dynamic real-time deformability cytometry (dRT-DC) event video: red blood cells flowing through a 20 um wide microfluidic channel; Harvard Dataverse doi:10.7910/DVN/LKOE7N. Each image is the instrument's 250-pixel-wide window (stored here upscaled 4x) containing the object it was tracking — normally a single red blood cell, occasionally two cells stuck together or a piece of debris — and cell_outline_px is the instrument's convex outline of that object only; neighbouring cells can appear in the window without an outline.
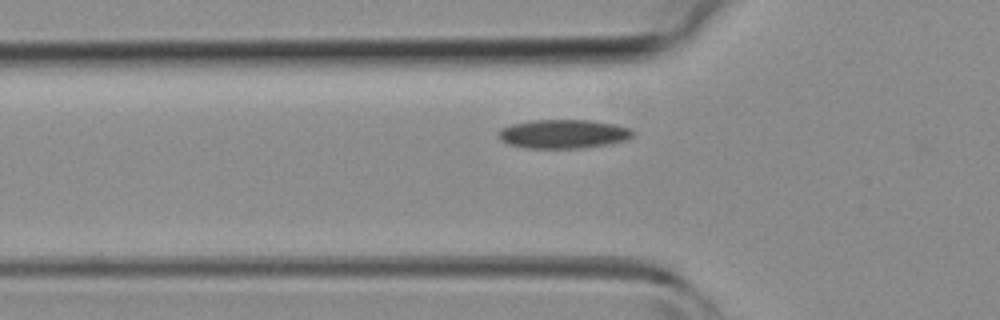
{"species": "common noctule bat (a hibernating species)", "species_latin": "Nyctalus noctula", "temperature_condition": "room temperature", "stored_images_in_passage": 35, "camera_frame_rate_fps": 3000, "um_per_image_px": 0.085, "animal": {"sex": "female", "body_mass_g": 19.3, "forearm_length_mm": 54.1}, "frame": {"image": 1, "passage_image": 3, "time_ms": 0.667, "image_size_px": [1000, 320], "cell_outline_px": [[636, 136], [628, 140], [612, 144], [584, 148], [532, 148], [508, 144], [500, 140], [500, 128], [512, 124], [532, 120], [592, 120], [612, 124], [628, 128], [636, 132]], "centroid_in_image_um": [47.96, 11.39], "position_along_channel_um": 77.8, "area_um2": 22.77}}
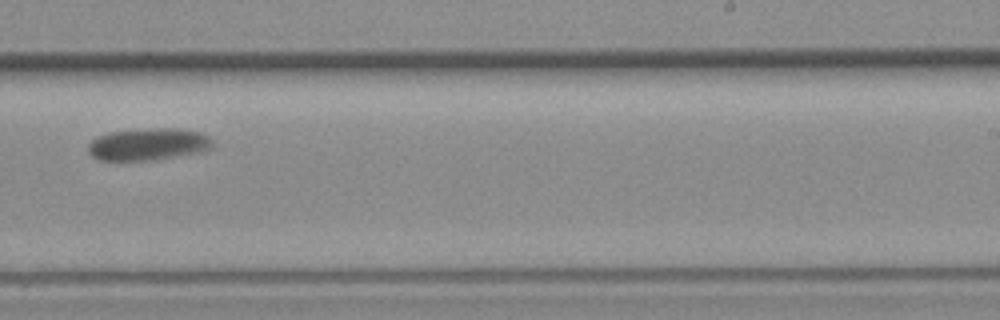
{"frame": {"image": 2, "passage_image": 17, "time_ms": 5.333, "image_size_px": [1000, 320], "cell_outline_px": [[212, 148], [200, 152], [156, 160], [100, 160], [92, 156], [88, 152], [88, 144], [92, 140], [100, 136], [112, 132], [156, 128], [176, 128], [200, 132], [208, 136], [212, 140]], "centroid_in_image_um": [12.62, 12.27], "position_along_channel_um": 276.4, "area_um2": 23.12}}
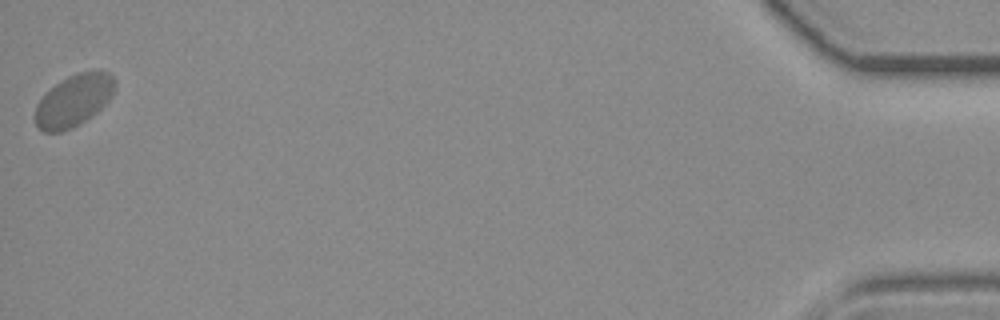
{"frame": {"image": 3, "passage_image": 35, "time_ms": 11.333, "image_size_px": [1000, 320], "cell_outline_px": [[116, 84], [112, 96], [92, 116], [80, 124], [72, 128], [60, 132], [44, 132], [36, 124], [32, 116], [36, 104], [60, 80], [76, 72], [108, 72], [116, 80]], "centroid_in_image_um": [6.25, 8.56], "position_along_channel_um": 429.0, "area_um2": 24.04}}